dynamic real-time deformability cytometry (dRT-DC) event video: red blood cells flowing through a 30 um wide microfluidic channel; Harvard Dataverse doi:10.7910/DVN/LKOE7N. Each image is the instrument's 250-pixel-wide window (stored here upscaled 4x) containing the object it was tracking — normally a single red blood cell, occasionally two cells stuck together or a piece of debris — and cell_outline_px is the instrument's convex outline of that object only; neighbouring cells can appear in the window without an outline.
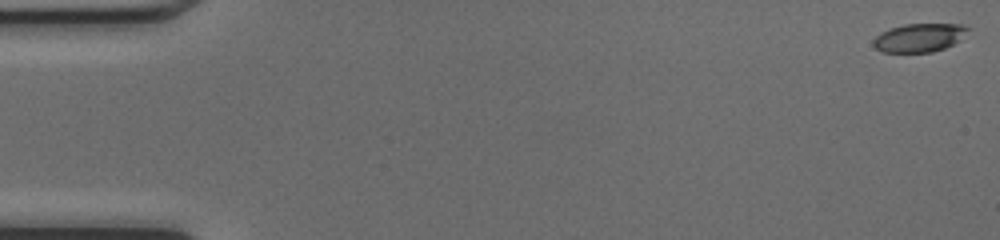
{"species": "common noctule bat (a hibernating species)", "species_latin": "Nyctalus noctula", "temperature_condition": "cold", "stored_images_in_passage": 35, "camera_frame_rate_fps": 3000, "um_per_image_px": 0.085, "animal": {"sex": "female", "body_mass_g": 17.0, "forearm_length_mm": 48.0}, "frame": {"image": 1, "passage_image": 1, "time_ms": 0.0, "image_size_px": [1000, 240], "cell_outline_px": [[968, 28], [960, 40], [944, 48], [932, 52], [884, 52], [876, 48], [872, 44], [872, 40], [880, 32], [888, 28], [904, 24], [964, 24]], "centroid_in_image_um": [78.09, 3.19], "position_along_channel_um": 6.9, "area_um2": 15.66}}
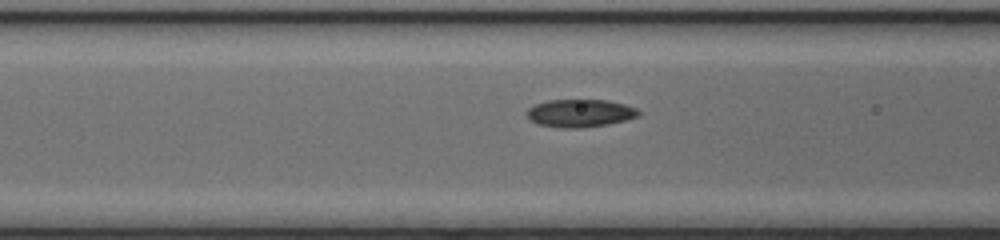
{"frame": {"image": 2, "passage_image": 20, "time_ms": 6.333, "image_size_px": [1000, 240], "cell_outline_px": [[640, 116], [608, 124], [576, 128], [564, 128], [540, 124], [532, 120], [528, 116], [528, 108], [536, 104], [548, 100], [608, 100], [624, 104], [636, 108], [640, 112]], "centroid_in_image_um": [49.34, 9.61], "position_along_channel_um": 117.3, "area_um2": 17.8}}
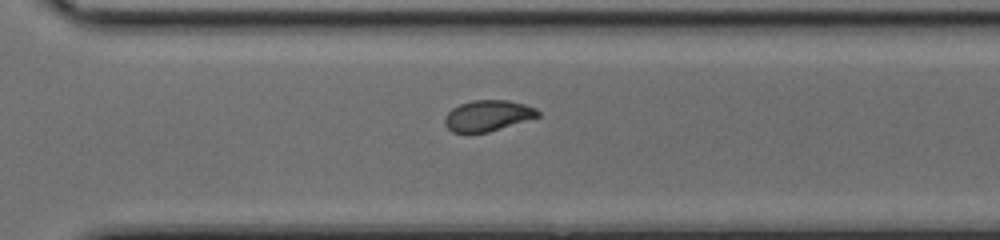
{"frame": {"image": 3, "passage_image": 35, "time_ms": 11.333, "image_size_px": [1000, 240], "cell_outline_px": [[540, 116], [488, 132], [452, 132], [444, 124], [444, 120], [448, 112], [452, 108], [460, 104], [472, 100], [508, 100], [524, 104], [536, 108], [540, 112]], "centroid_in_image_um": [41.46, 9.82], "position_along_channel_um": 329.1, "area_um2": 16.65}}